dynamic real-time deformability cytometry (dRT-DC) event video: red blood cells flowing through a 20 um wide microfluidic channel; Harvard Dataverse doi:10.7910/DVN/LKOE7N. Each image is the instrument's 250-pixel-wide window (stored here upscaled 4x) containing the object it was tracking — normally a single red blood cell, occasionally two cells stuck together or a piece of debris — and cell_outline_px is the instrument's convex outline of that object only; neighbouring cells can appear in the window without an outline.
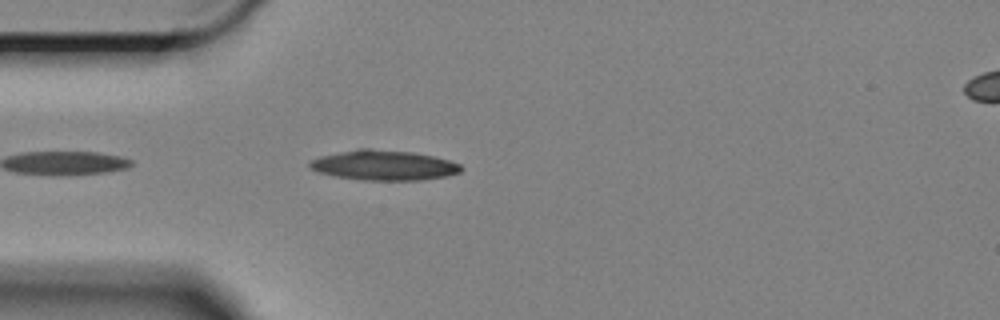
{"species": "Egyptian fruit bat (a non-hibernating species)", "species_latin": "Rousettus aegyptiacus", "temperature_condition": "cold", "stored_images_in_passage": 5, "camera_frame_rate_fps": 3000, "um_per_image_px": 0.085, "animal": {"sex": "female"}, "frame": {"image": 1, "passage_image": 1, "time_ms": 0.0, "image_size_px": [1000, 320], "cell_outline_px": [[464, 168], [460, 172], [448, 176], [420, 180], [364, 180], [332, 176], [320, 172], [312, 168], [308, 164], [312, 160], [320, 156], [360, 148], [368, 148], [412, 152], [432, 156], [448, 160], [460, 164]], "centroid_in_image_um": [32.65, 14.05], "position_along_channel_um": 52.3, "area_um2": 26.36}}